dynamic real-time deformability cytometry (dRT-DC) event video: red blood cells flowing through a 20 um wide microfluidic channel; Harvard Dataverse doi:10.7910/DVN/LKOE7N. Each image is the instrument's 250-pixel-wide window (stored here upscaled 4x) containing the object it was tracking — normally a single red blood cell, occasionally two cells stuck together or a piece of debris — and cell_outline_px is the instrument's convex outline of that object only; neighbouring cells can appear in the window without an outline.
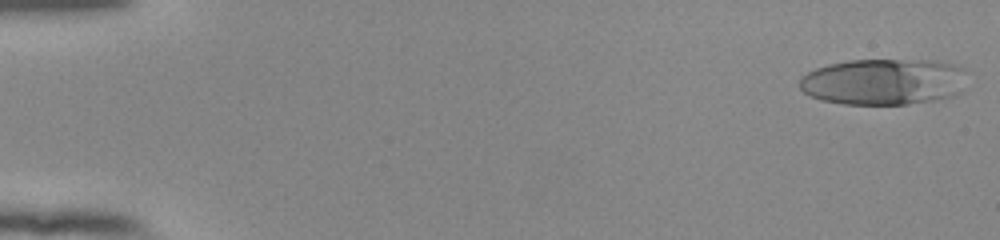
{"species": "human", "species_latin": "Homo sapiens", "temperature_condition": "room temperature", "stored_images_in_passage": 53, "camera_frame_rate_fps": 3000, "um_per_image_px": 0.085, "donor": {"sex": "female"}, "frame": {"image": 1, "passage_image": 1, "time_ms": 0.0, "image_size_px": [1000, 240], "cell_outline_px": [[964, 68], [960, 92], [952, 96], [932, 100], [908, 104], [844, 104], [820, 100], [804, 92], [800, 88], [800, 80], [808, 72], [816, 68], [828, 64], [848, 60], [932, 60]], "centroid_in_image_um": [75.05, 6.95], "position_along_channel_um": 9.9, "area_um2": 44.74}}
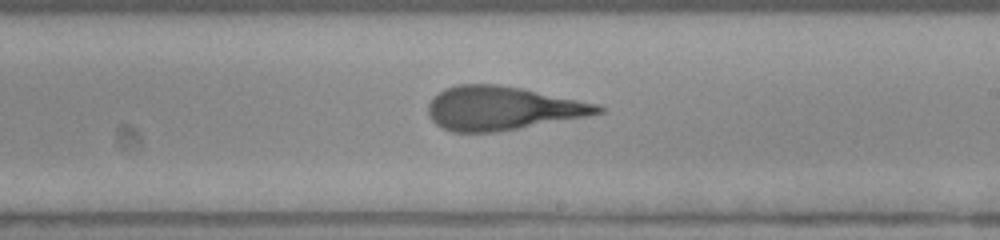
{"frame": {"image": 2, "passage_image": 32, "time_ms": 10.333, "image_size_px": [1000, 240], "cell_outline_px": [[604, 112], [584, 116], [520, 128], [496, 132], [452, 132], [436, 124], [428, 116], [428, 104], [432, 96], [444, 88], [456, 84], [500, 84], [520, 88], [596, 104], [604, 108]], "centroid_in_image_um": [42.59, 9.19], "position_along_channel_um": 246.4, "area_um2": 42.83}}
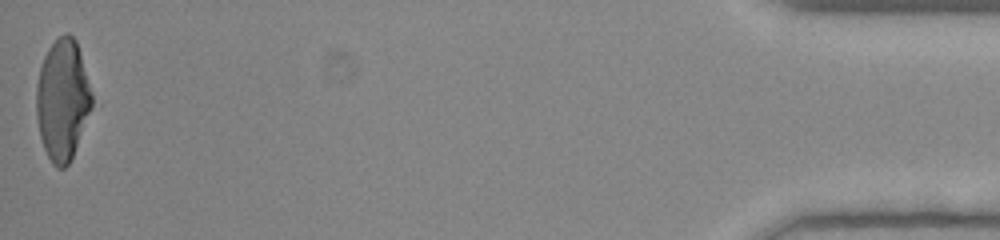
{"frame": {"image": 3, "passage_image": 53, "time_ms": 17.333, "image_size_px": [1000, 240], "cell_outline_px": [[92, 108], [72, 156], [68, 164], [64, 168], [56, 168], [52, 164], [44, 148], [40, 136], [36, 116], [36, 84], [40, 68], [44, 56], [48, 48], [60, 36], [68, 32], [76, 40], [92, 92]], "centroid_in_image_um": [5.3, 8.48], "position_along_channel_um": 429.9, "area_um2": 38.96}, "authors_computed_cell_mechanics": {"area_um2": 43.2922, "velocity_mm_per_s": 3.8667, "shape_relaxation_time_tau1_ms": 7.6497, "shape_relaxation_time_tau2_ms": 1.5163, "deformation_change_tau1": 0.2934, "deformation_change_tau2": 0.1254}}